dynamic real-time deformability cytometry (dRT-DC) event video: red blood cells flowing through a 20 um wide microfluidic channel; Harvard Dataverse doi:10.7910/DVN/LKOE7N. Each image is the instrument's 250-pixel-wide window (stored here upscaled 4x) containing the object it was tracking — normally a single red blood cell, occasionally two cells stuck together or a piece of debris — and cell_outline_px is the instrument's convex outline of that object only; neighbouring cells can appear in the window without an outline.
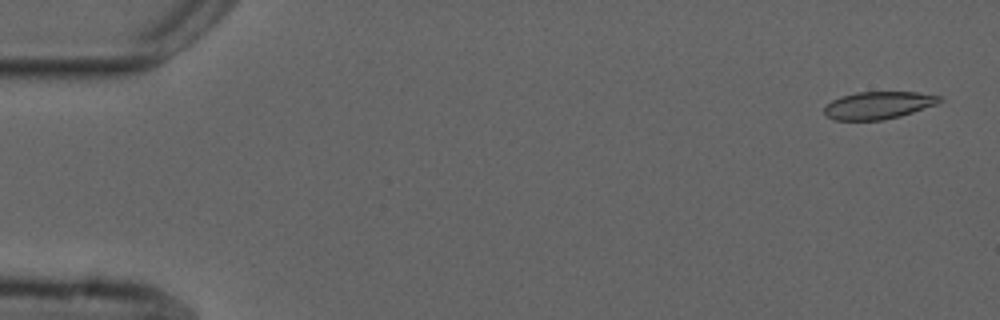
{"species": "common noctule bat (a hibernating species)", "species_latin": "Nyctalus noctula", "temperature_condition": "cold", "stored_images_in_passage": 5, "camera_frame_rate_fps": 3000, "um_per_image_px": 0.085, "animal": {"sex": "male", "forearm_length_mm": 52.5}, "frame": {"image": 1, "passage_image": 1, "time_ms": 0.0, "image_size_px": [1000, 320], "cell_outline_px": [[944, 100], [936, 104], [900, 116], [884, 120], [836, 120], [828, 116], [824, 112], [824, 108], [832, 100], [840, 96], [856, 92], [916, 92], [940, 96]], "centroid_in_image_um": [74.66, 8.94], "position_along_channel_um": 10.3, "area_um2": 18.32}}
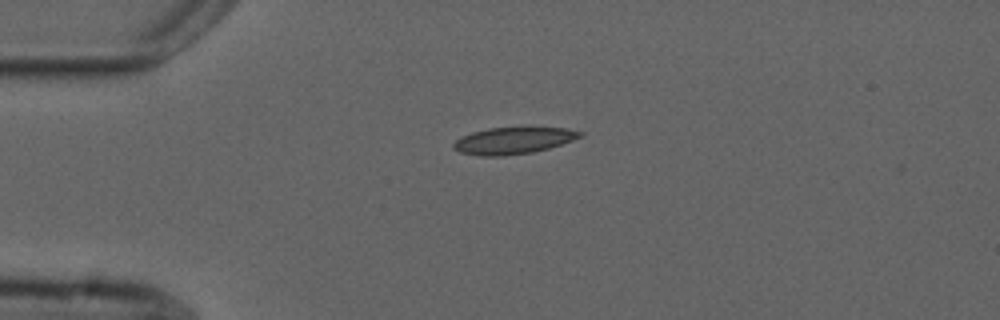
{"frame": {"image": 2, "passage_image": 4, "time_ms": 3.667, "image_size_px": [1000, 320], "cell_outline_px": [[584, 136], [548, 148], [532, 152], [504, 156], [480, 156], [460, 152], [452, 148], [452, 144], [460, 136], [472, 132], [488, 128], [524, 124], [564, 128], [584, 132]], "centroid_in_image_um": [43.64, 11.89], "position_along_channel_um": 41.4, "area_um2": 20.69}}